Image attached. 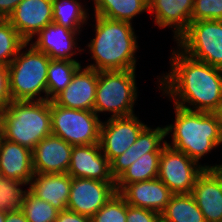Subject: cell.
<instances>
[{
  "label": "cell",
  "mask_w": 222,
  "mask_h": 222,
  "mask_svg": "<svg viewBox=\"0 0 222 222\" xmlns=\"http://www.w3.org/2000/svg\"><path fill=\"white\" fill-rule=\"evenodd\" d=\"M55 222H92L90 217L65 209L58 212Z\"/></svg>",
  "instance_id": "cell-35"
},
{
  "label": "cell",
  "mask_w": 222,
  "mask_h": 222,
  "mask_svg": "<svg viewBox=\"0 0 222 222\" xmlns=\"http://www.w3.org/2000/svg\"><path fill=\"white\" fill-rule=\"evenodd\" d=\"M166 127L146 126L137 140L121 155L110 162V172L116 181L138 158L145 153L161 152L166 145ZM165 139V140H164Z\"/></svg>",
  "instance_id": "cell-18"
},
{
  "label": "cell",
  "mask_w": 222,
  "mask_h": 222,
  "mask_svg": "<svg viewBox=\"0 0 222 222\" xmlns=\"http://www.w3.org/2000/svg\"><path fill=\"white\" fill-rule=\"evenodd\" d=\"M72 148V145L53 134L43 138L32 150L34 173H67Z\"/></svg>",
  "instance_id": "cell-15"
},
{
  "label": "cell",
  "mask_w": 222,
  "mask_h": 222,
  "mask_svg": "<svg viewBox=\"0 0 222 222\" xmlns=\"http://www.w3.org/2000/svg\"><path fill=\"white\" fill-rule=\"evenodd\" d=\"M29 190L40 199L52 204L59 212L67 209L71 176L67 173H34Z\"/></svg>",
  "instance_id": "cell-22"
},
{
  "label": "cell",
  "mask_w": 222,
  "mask_h": 222,
  "mask_svg": "<svg viewBox=\"0 0 222 222\" xmlns=\"http://www.w3.org/2000/svg\"><path fill=\"white\" fill-rule=\"evenodd\" d=\"M126 222H162L161 214L127 204Z\"/></svg>",
  "instance_id": "cell-33"
},
{
  "label": "cell",
  "mask_w": 222,
  "mask_h": 222,
  "mask_svg": "<svg viewBox=\"0 0 222 222\" xmlns=\"http://www.w3.org/2000/svg\"><path fill=\"white\" fill-rule=\"evenodd\" d=\"M81 32L82 31L71 30L52 22L41 29L35 37H33L35 40H31L29 43L37 50L45 53L50 59L79 62L78 59H74V57L78 56V53L86 50L85 47L79 49L80 46H77L79 44L77 39L79 38L80 40V36L78 37V35H81Z\"/></svg>",
  "instance_id": "cell-12"
},
{
  "label": "cell",
  "mask_w": 222,
  "mask_h": 222,
  "mask_svg": "<svg viewBox=\"0 0 222 222\" xmlns=\"http://www.w3.org/2000/svg\"><path fill=\"white\" fill-rule=\"evenodd\" d=\"M6 20L29 42L53 22V0H22Z\"/></svg>",
  "instance_id": "cell-13"
},
{
  "label": "cell",
  "mask_w": 222,
  "mask_h": 222,
  "mask_svg": "<svg viewBox=\"0 0 222 222\" xmlns=\"http://www.w3.org/2000/svg\"><path fill=\"white\" fill-rule=\"evenodd\" d=\"M170 53V70L156 81L162 97L182 109L212 113L222 99V69L191 58L177 46Z\"/></svg>",
  "instance_id": "cell-1"
},
{
  "label": "cell",
  "mask_w": 222,
  "mask_h": 222,
  "mask_svg": "<svg viewBox=\"0 0 222 222\" xmlns=\"http://www.w3.org/2000/svg\"><path fill=\"white\" fill-rule=\"evenodd\" d=\"M119 194L128 205L153 210L159 214L164 211L173 195L158 177L127 184Z\"/></svg>",
  "instance_id": "cell-19"
},
{
  "label": "cell",
  "mask_w": 222,
  "mask_h": 222,
  "mask_svg": "<svg viewBox=\"0 0 222 222\" xmlns=\"http://www.w3.org/2000/svg\"><path fill=\"white\" fill-rule=\"evenodd\" d=\"M79 0H53V22L71 30L82 31L87 25L89 13Z\"/></svg>",
  "instance_id": "cell-26"
},
{
  "label": "cell",
  "mask_w": 222,
  "mask_h": 222,
  "mask_svg": "<svg viewBox=\"0 0 222 222\" xmlns=\"http://www.w3.org/2000/svg\"><path fill=\"white\" fill-rule=\"evenodd\" d=\"M71 177L100 181H115L110 172V162L98 144L73 146L67 171Z\"/></svg>",
  "instance_id": "cell-17"
},
{
  "label": "cell",
  "mask_w": 222,
  "mask_h": 222,
  "mask_svg": "<svg viewBox=\"0 0 222 222\" xmlns=\"http://www.w3.org/2000/svg\"><path fill=\"white\" fill-rule=\"evenodd\" d=\"M50 60L29 42L21 47L8 65L12 101L47 100V70Z\"/></svg>",
  "instance_id": "cell-5"
},
{
  "label": "cell",
  "mask_w": 222,
  "mask_h": 222,
  "mask_svg": "<svg viewBox=\"0 0 222 222\" xmlns=\"http://www.w3.org/2000/svg\"><path fill=\"white\" fill-rule=\"evenodd\" d=\"M212 113L216 116V119L222 129V99L219 101L217 108Z\"/></svg>",
  "instance_id": "cell-38"
},
{
  "label": "cell",
  "mask_w": 222,
  "mask_h": 222,
  "mask_svg": "<svg viewBox=\"0 0 222 222\" xmlns=\"http://www.w3.org/2000/svg\"><path fill=\"white\" fill-rule=\"evenodd\" d=\"M194 0H148L149 14L154 17L155 26L165 29L170 27L173 39H176L188 28Z\"/></svg>",
  "instance_id": "cell-20"
},
{
  "label": "cell",
  "mask_w": 222,
  "mask_h": 222,
  "mask_svg": "<svg viewBox=\"0 0 222 222\" xmlns=\"http://www.w3.org/2000/svg\"><path fill=\"white\" fill-rule=\"evenodd\" d=\"M107 119L101 124L99 145L103 155L111 162L137 140L147 124L140 121L135 114Z\"/></svg>",
  "instance_id": "cell-10"
},
{
  "label": "cell",
  "mask_w": 222,
  "mask_h": 222,
  "mask_svg": "<svg viewBox=\"0 0 222 222\" xmlns=\"http://www.w3.org/2000/svg\"><path fill=\"white\" fill-rule=\"evenodd\" d=\"M21 210L28 222H55L59 212L52 204L40 199L29 189H26Z\"/></svg>",
  "instance_id": "cell-28"
},
{
  "label": "cell",
  "mask_w": 222,
  "mask_h": 222,
  "mask_svg": "<svg viewBox=\"0 0 222 222\" xmlns=\"http://www.w3.org/2000/svg\"><path fill=\"white\" fill-rule=\"evenodd\" d=\"M6 220V212L0 210V222H5Z\"/></svg>",
  "instance_id": "cell-39"
},
{
  "label": "cell",
  "mask_w": 222,
  "mask_h": 222,
  "mask_svg": "<svg viewBox=\"0 0 222 222\" xmlns=\"http://www.w3.org/2000/svg\"><path fill=\"white\" fill-rule=\"evenodd\" d=\"M174 124L165 125L166 136L172 137L169 147L184 152L197 163L222 145V129L210 112L189 111L173 105Z\"/></svg>",
  "instance_id": "cell-3"
},
{
  "label": "cell",
  "mask_w": 222,
  "mask_h": 222,
  "mask_svg": "<svg viewBox=\"0 0 222 222\" xmlns=\"http://www.w3.org/2000/svg\"><path fill=\"white\" fill-rule=\"evenodd\" d=\"M222 20V0H194L191 21Z\"/></svg>",
  "instance_id": "cell-32"
},
{
  "label": "cell",
  "mask_w": 222,
  "mask_h": 222,
  "mask_svg": "<svg viewBox=\"0 0 222 222\" xmlns=\"http://www.w3.org/2000/svg\"><path fill=\"white\" fill-rule=\"evenodd\" d=\"M4 20H5V18L0 14V23Z\"/></svg>",
  "instance_id": "cell-40"
},
{
  "label": "cell",
  "mask_w": 222,
  "mask_h": 222,
  "mask_svg": "<svg viewBox=\"0 0 222 222\" xmlns=\"http://www.w3.org/2000/svg\"><path fill=\"white\" fill-rule=\"evenodd\" d=\"M82 62L51 59L47 70V100L52 101L72 81Z\"/></svg>",
  "instance_id": "cell-27"
},
{
  "label": "cell",
  "mask_w": 222,
  "mask_h": 222,
  "mask_svg": "<svg viewBox=\"0 0 222 222\" xmlns=\"http://www.w3.org/2000/svg\"><path fill=\"white\" fill-rule=\"evenodd\" d=\"M206 222H222V170L204 169L191 193Z\"/></svg>",
  "instance_id": "cell-16"
},
{
  "label": "cell",
  "mask_w": 222,
  "mask_h": 222,
  "mask_svg": "<svg viewBox=\"0 0 222 222\" xmlns=\"http://www.w3.org/2000/svg\"><path fill=\"white\" fill-rule=\"evenodd\" d=\"M176 45L191 58L222 69V20L191 21Z\"/></svg>",
  "instance_id": "cell-8"
},
{
  "label": "cell",
  "mask_w": 222,
  "mask_h": 222,
  "mask_svg": "<svg viewBox=\"0 0 222 222\" xmlns=\"http://www.w3.org/2000/svg\"><path fill=\"white\" fill-rule=\"evenodd\" d=\"M116 192L115 181L71 177L67 209L91 218Z\"/></svg>",
  "instance_id": "cell-11"
},
{
  "label": "cell",
  "mask_w": 222,
  "mask_h": 222,
  "mask_svg": "<svg viewBox=\"0 0 222 222\" xmlns=\"http://www.w3.org/2000/svg\"><path fill=\"white\" fill-rule=\"evenodd\" d=\"M94 15L133 23V18L149 12L148 0H92Z\"/></svg>",
  "instance_id": "cell-23"
},
{
  "label": "cell",
  "mask_w": 222,
  "mask_h": 222,
  "mask_svg": "<svg viewBox=\"0 0 222 222\" xmlns=\"http://www.w3.org/2000/svg\"><path fill=\"white\" fill-rule=\"evenodd\" d=\"M26 41L5 19L0 23V64L8 66Z\"/></svg>",
  "instance_id": "cell-29"
},
{
  "label": "cell",
  "mask_w": 222,
  "mask_h": 222,
  "mask_svg": "<svg viewBox=\"0 0 222 222\" xmlns=\"http://www.w3.org/2000/svg\"><path fill=\"white\" fill-rule=\"evenodd\" d=\"M5 222H28L22 210L6 212Z\"/></svg>",
  "instance_id": "cell-37"
},
{
  "label": "cell",
  "mask_w": 222,
  "mask_h": 222,
  "mask_svg": "<svg viewBox=\"0 0 222 222\" xmlns=\"http://www.w3.org/2000/svg\"><path fill=\"white\" fill-rule=\"evenodd\" d=\"M220 164H200L167 144L161 151L158 178L173 194H191L204 169H220Z\"/></svg>",
  "instance_id": "cell-9"
},
{
  "label": "cell",
  "mask_w": 222,
  "mask_h": 222,
  "mask_svg": "<svg viewBox=\"0 0 222 222\" xmlns=\"http://www.w3.org/2000/svg\"><path fill=\"white\" fill-rule=\"evenodd\" d=\"M161 152H149L138 158L115 181L119 193L127 184L151 180L158 177Z\"/></svg>",
  "instance_id": "cell-25"
},
{
  "label": "cell",
  "mask_w": 222,
  "mask_h": 222,
  "mask_svg": "<svg viewBox=\"0 0 222 222\" xmlns=\"http://www.w3.org/2000/svg\"><path fill=\"white\" fill-rule=\"evenodd\" d=\"M33 175L32 150L0 136V176L29 184Z\"/></svg>",
  "instance_id": "cell-21"
},
{
  "label": "cell",
  "mask_w": 222,
  "mask_h": 222,
  "mask_svg": "<svg viewBox=\"0 0 222 222\" xmlns=\"http://www.w3.org/2000/svg\"><path fill=\"white\" fill-rule=\"evenodd\" d=\"M23 186H28L24 182L0 176V210L5 212L18 211L22 207L26 190Z\"/></svg>",
  "instance_id": "cell-30"
},
{
  "label": "cell",
  "mask_w": 222,
  "mask_h": 222,
  "mask_svg": "<svg viewBox=\"0 0 222 222\" xmlns=\"http://www.w3.org/2000/svg\"><path fill=\"white\" fill-rule=\"evenodd\" d=\"M97 81L98 71L81 66L70 84L53 101L65 108L93 111Z\"/></svg>",
  "instance_id": "cell-14"
},
{
  "label": "cell",
  "mask_w": 222,
  "mask_h": 222,
  "mask_svg": "<svg viewBox=\"0 0 222 222\" xmlns=\"http://www.w3.org/2000/svg\"><path fill=\"white\" fill-rule=\"evenodd\" d=\"M52 134L49 100L11 101L0 111V136L33 150Z\"/></svg>",
  "instance_id": "cell-4"
},
{
  "label": "cell",
  "mask_w": 222,
  "mask_h": 222,
  "mask_svg": "<svg viewBox=\"0 0 222 222\" xmlns=\"http://www.w3.org/2000/svg\"><path fill=\"white\" fill-rule=\"evenodd\" d=\"M162 222H206L192 194H173L164 211Z\"/></svg>",
  "instance_id": "cell-24"
},
{
  "label": "cell",
  "mask_w": 222,
  "mask_h": 222,
  "mask_svg": "<svg viewBox=\"0 0 222 222\" xmlns=\"http://www.w3.org/2000/svg\"><path fill=\"white\" fill-rule=\"evenodd\" d=\"M22 0H0V14L7 19Z\"/></svg>",
  "instance_id": "cell-36"
},
{
  "label": "cell",
  "mask_w": 222,
  "mask_h": 222,
  "mask_svg": "<svg viewBox=\"0 0 222 222\" xmlns=\"http://www.w3.org/2000/svg\"><path fill=\"white\" fill-rule=\"evenodd\" d=\"M127 203L116 192L92 217V222H126Z\"/></svg>",
  "instance_id": "cell-31"
},
{
  "label": "cell",
  "mask_w": 222,
  "mask_h": 222,
  "mask_svg": "<svg viewBox=\"0 0 222 222\" xmlns=\"http://www.w3.org/2000/svg\"><path fill=\"white\" fill-rule=\"evenodd\" d=\"M136 70L98 71L96 98L93 111L99 116L106 113L113 117L134 115L138 100Z\"/></svg>",
  "instance_id": "cell-6"
},
{
  "label": "cell",
  "mask_w": 222,
  "mask_h": 222,
  "mask_svg": "<svg viewBox=\"0 0 222 222\" xmlns=\"http://www.w3.org/2000/svg\"><path fill=\"white\" fill-rule=\"evenodd\" d=\"M51 131L72 146L98 144L102 119L94 111L65 108L50 101Z\"/></svg>",
  "instance_id": "cell-7"
},
{
  "label": "cell",
  "mask_w": 222,
  "mask_h": 222,
  "mask_svg": "<svg viewBox=\"0 0 222 222\" xmlns=\"http://www.w3.org/2000/svg\"><path fill=\"white\" fill-rule=\"evenodd\" d=\"M11 101L8 66L0 64V111L5 109Z\"/></svg>",
  "instance_id": "cell-34"
},
{
  "label": "cell",
  "mask_w": 222,
  "mask_h": 222,
  "mask_svg": "<svg viewBox=\"0 0 222 222\" xmlns=\"http://www.w3.org/2000/svg\"><path fill=\"white\" fill-rule=\"evenodd\" d=\"M95 25L94 38L86 44L91 53L93 64L86 67L96 71L133 70L136 69L135 54L138 47V36L132 23L93 15Z\"/></svg>",
  "instance_id": "cell-2"
}]
</instances>
